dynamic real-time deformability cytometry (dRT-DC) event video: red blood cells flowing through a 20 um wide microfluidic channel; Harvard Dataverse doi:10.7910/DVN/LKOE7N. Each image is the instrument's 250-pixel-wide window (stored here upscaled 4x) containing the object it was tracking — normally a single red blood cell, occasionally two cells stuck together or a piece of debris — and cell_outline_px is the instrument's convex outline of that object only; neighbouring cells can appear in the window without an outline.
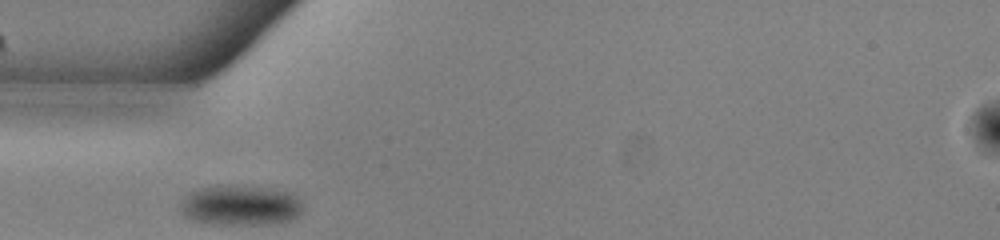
{"species": "common noctule bat (a hibernating species)", "species_latin": "Nyctalus noctula", "temperature_condition": "warm", "stored_images_in_passage": 27, "camera_frame_rate_fps": 3000, "um_per_image_px": 0.085, "animal": {"sex": "male", "body_mass_g": 13.0, "forearm_length_mm": 53.1}, "frame": {"image": 1, "passage_image": 1, "time_ms": 0.0, "image_size_px": [1000, 240], "cell_outline_px": [[304, 208], [296, 216], [288, 220], [276, 224], [212, 224], [192, 220], [184, 216], [180, 208], [180, 204], [184, 196], [200, 188], [236, 184], [244, 184], [272, 188], [292, 192], [300, 200]], "centroid_in_image_um": [20.46, 17.43], "position_along_channel_um": 64.5, "area_um2": 29.19}}
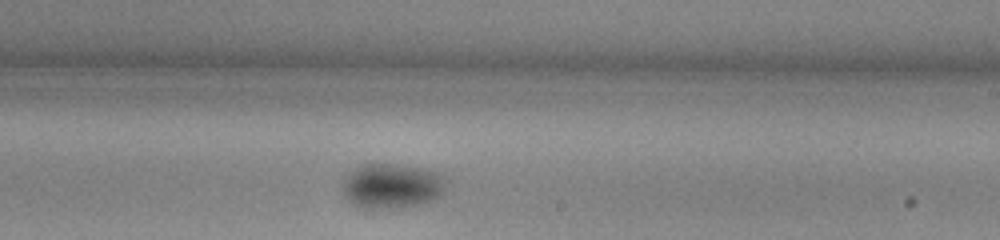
{"frame": {"image": 2, "passage_image": 16, "time_ms": 5.0, "image_size_px": [1000, 240], "cell_outline_px": [[448, 188], [436, 200], [424, 204], [392, 208], [364, 208], [352, 204], [344, 196], [340, 188], [340, 184], [344, 176], [352, 168], [364, 164], [400, 164], [420, 168], [436, 172], [444, 176], [448, 180]], "centroid_in_image_um": [33.31, 15.8], "position_along_channel_um": 255.7, "area_um2": 27.98}}
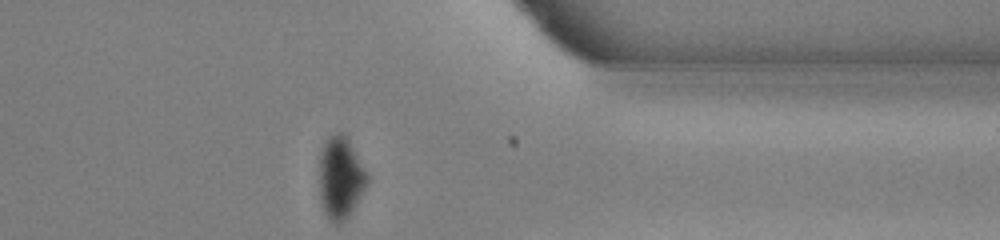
{"frame": {"image": 3, "passage_image": 27, "time_ms": 8.667, "image_size_px": [1000, 240], "cell_outline_px": [[368, 184], [348, 220], [340, 224], [332, 224], [328, 220], [320, 204], [320, 152], [324, 144], [336, 132], [344, 132], [348, 136], [368, 172]], "centroid_in_image_um": [28.98, 15.16], "position_along_channel_um": 382.4, "area_um2": 23.64}, "authors_computed_cell_mechanics": {"area_um2": 27.744, "velocity_mm_per_s": 3.8361, "shape_relaxation_time_tau1_ms": 3.1724, "shape_relaxation_time_tau2_ms": null, "deformation_change_tau1": 0.0907, "deformation_change_tau2": null}}